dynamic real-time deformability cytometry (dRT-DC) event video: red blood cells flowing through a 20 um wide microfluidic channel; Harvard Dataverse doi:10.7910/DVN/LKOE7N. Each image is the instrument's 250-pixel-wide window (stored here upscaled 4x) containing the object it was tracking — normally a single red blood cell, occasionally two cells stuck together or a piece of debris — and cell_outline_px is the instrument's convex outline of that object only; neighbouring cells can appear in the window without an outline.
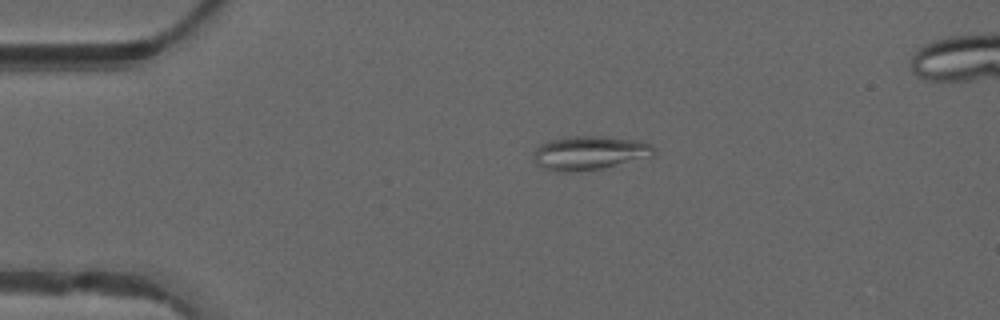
{"species": "common noctule bat (a hibernating species)", "species_latin": "Nyctalus noctula", "temperature_condition": "warm", "stored_images_in_passage": 41, "camera_frame_rate_fps": 3000, "um_per_image_px": 0.085, "animal": {"sex": "male", "forearm_length_mm": 52.5}, "frame": {"image": 1, "passage_image": 2, "time_ms": 0.333, "image_size_px": [1000, 320], "cell_outline_px": [[656, 156], [600, 168], [556, 172], [544, 168], [536, 164], [536, 148], [540, 144], [548, 140], [568, 136], [608, 136], [640, 140], [652, 144], [656, 148]], "centroid_in_image_um": [50.2, 12.96], "position_along_channel_um": 34.8, "area_um2": 23.81}}
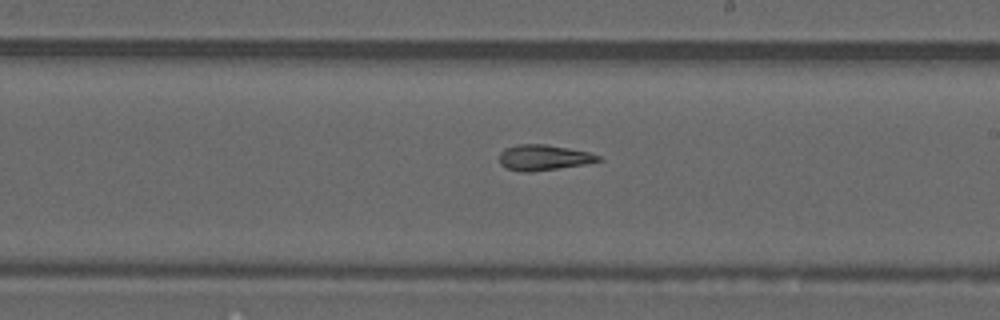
{"frame": {"image": 2, "passage_image": 20, "time_ms": 6.333, "image_size_px": [1000, 320], "cell_outline_px": [[604, 160], [584, 164], [532, 172], [520, 172], [508, 168], [500, 164], [500, 152], [504, 148], [516, 144], [544, 144], [568, 148], [588, 152], [600, 156]], "centroid_in_image_um": [46.19, 13.39], "position_along_channel_um": 242.8, "area_um2": 14.74}}
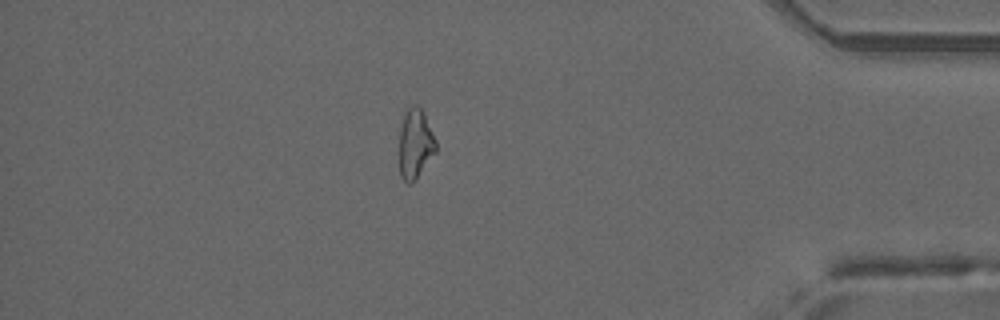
{"frame": {"image": 3, "passage_image": 34, "time_ms": 11.0, "image_size_px": [1000, 320], "cell_outline_px": [[436, 152], [412, 184], [408, 184], [400, 176], [400, 128], [404, 112], [412, 104], [416, 104], [424, 112], [436, 140]], "centroid_in_image_um": [35.3, 12.21], "position_along_channel_um": 399.9, "area_um2": 14.97}}